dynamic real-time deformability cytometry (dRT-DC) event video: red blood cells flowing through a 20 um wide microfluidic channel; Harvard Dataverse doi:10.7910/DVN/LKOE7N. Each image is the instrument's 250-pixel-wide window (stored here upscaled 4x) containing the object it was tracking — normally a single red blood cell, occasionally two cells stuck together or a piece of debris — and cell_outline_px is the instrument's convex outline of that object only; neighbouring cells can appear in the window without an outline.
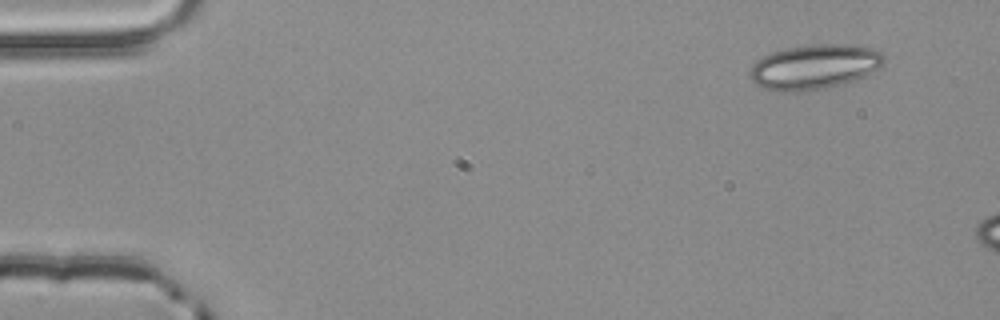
{"species": "common noctule bat (a hibernating species)", "species_latin": "Nyctalus noctula", "temperature_condition": "room temperature", "stored_images_in_passage": 3, "camera_frame_rate_fps": 3000, "um_per_image_px": 0.085, "animal": {"sex": "male", "body_mass_g": 20.4}, "frame": {"image": 1, "passage_image": 1, "time_ms": 0.0, "image_size_px": [1000, 320], "cell_outline_px": [[884, 64], [864, 76], [840, 84], [824, 88], [804, 92], [784, 92], [764, 88], [756, 84], [748, 76], [748, 72], [752, 64], [756, 60], [772, 52], [788, 48], [812, 44], [848, 44], [876, 48], [884, 56]], "centroid_in_image_um": [69.2, 5.68], "position_along_channel_um": 15.8, "area_um2": 35.08}}